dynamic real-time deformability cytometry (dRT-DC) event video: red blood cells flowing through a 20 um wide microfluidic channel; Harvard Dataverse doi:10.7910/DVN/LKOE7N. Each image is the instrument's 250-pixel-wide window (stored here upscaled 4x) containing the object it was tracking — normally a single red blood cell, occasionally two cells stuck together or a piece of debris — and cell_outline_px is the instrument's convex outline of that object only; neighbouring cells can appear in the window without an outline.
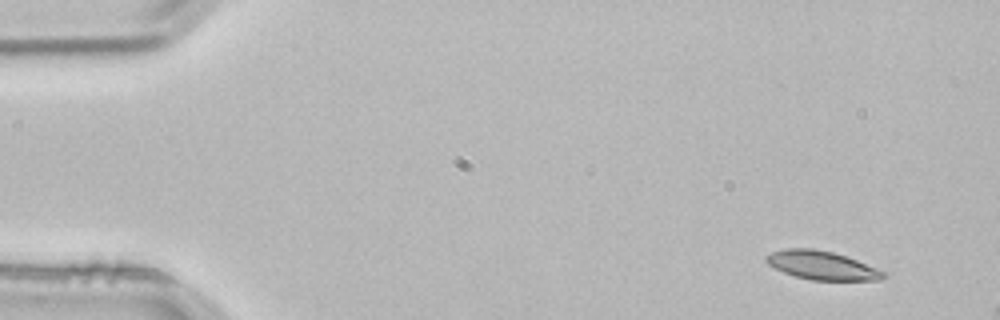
{"species": "common noctule bat (a hibernating species)", "species_latin": "Nyctalus noctula", "temperature_condition": "room temperature", "stored_images_in_passage": 3, "camera_frame_rate_fps": 3000, "um_per_image_px": 0.085, "animal": {"sex": "male", "body_mass_g": 21.5, "forearm_length_mm": 52.0}, "frame": {"image": 1, "passage_image": 1, "time_ms": 0.0, "image_size_px": [1000, 320], "cell_outline_px": [[888, 276], [880, 280], [812, 280], [796, 276], [784, 272], [768, 264], [764, 260], [764, 256], [772, 252], [788, 248], [812, 248], [832, 252], [856, 260], [876, 268], [884, 272]], "centroid_in_image_um": [69.84, 22.55], "position_along_channel_um": 15.2, "area_um2": 19.31}}